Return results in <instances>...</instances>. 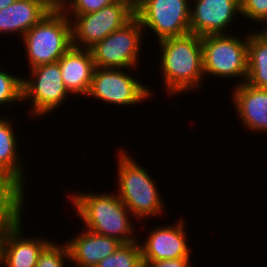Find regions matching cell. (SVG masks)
<instances>
[{
    "label": "cell",
    "mask_w": 267,
    "mask_h": 267,
    "mask_svg": "<svg viewBox=\"0 0 267 267\" xmlns=\"http://www.w3.org/2000/svg\"><path fill=\"white\" fill-rule=\"evenodd\" d=\"M161 70L169 94L200 87L203 73L201 36L188 33L159 41Z\"/></svg>",
    "instance_id": "cell-1"
},
{
    "label": "cell",
    "mask_w": 267,
    "mask_h": 267,
    "mask_svg": "<svg viewBox=\"0 0 267 267\" xmlns=\"http://www.w3.org/2000/svg\"><path fill=\"white\" fill-rule=\"evenodd\" d=\"M71 200L87 230L122 244L138 240L131 236L134 228L129 220L130 212L118 195L76 193Z\"/></svg>",
    "instance_id": "cell-2"
},
{
    "label": "cell",
    "mask_w": 267,
    "mask_h": 267,
    "mask_svg": "<svg viewBox=\"0 0 267 267\" xmlns=\"http://www.w3.org/2000/svg\"><path fill=\"white\" fill-rule=\"evenodd\" d=\"M126 151L118 156V196L136 219H145L163 211V202L149 173Z\"/></svg>",
    "instance_id": "cell-3"
},
{
    "label": "cell",
    "mask_w": 267,
    "mask_h": 267,
    "mask_svg": "<svg viewBox=\"0 0 267 267\" xmlns=\"http://www.w3.org/2000/svg\"><path fill=\"white\" fill-rule=\"evenodd\" d=\"M31 68L57 62L72 46L69 15L50 12L22 37Z\"/></svg>",
    "instance_id": "cell-4"
},
{
    "label": "cell",
    "mask_w": 267,
    "mask_h": 267,
    "mask_svg": "<svg viewBox=\"0 0 267 267\" xmlns=\"http://www.w3.org/2000/svg\"><path fill=\"white\" fill-rule=\"evenodd\" d=\"M203 51V73L217 77H242L247 80L248 36L240 40L237 36L212 34L201 37Z\"/></svg>",
    "instance_id": "cell-5"
},
{
    "label": "cell",
    "mask_w": 267,
    "mask_h": 267,
    "mask_svg": "<svg viewBox=\"0 0 267 267\" xmlns=\"http://www.w3.org/2000/svg\"><path fill=\"white\" fill-rule=\"evenodd\" d=\"M143 28L134 16L128 23L115 30L90 48L95 67L131 68L138 64Z\"/></svg>",
    "instance_id": "cell-6"
},
{
    "label": "cell",
    "mask_w": 267,
    "mask_h": 267,
    "mask_svg": "<svg viewBox=\"0 0 267 267\" xmlns=\"http://www.w3.org/2000/svg\"><path fill=\"white\" fill-rule=\"evenodd\" d=\"M135 16V12L122 2H114L98 11L70 15L74 47L90 49ZM82 45V46H80ZM84 45V47H83Z\"/></svg>",
    "instance_id": "cell-7"
},
{
    "label": "cell",
    "mask_w": 267,
    "mask_h": 267,
    "mask_svg": "<svg viewBox=\"0 0 267 267\" xmlns=\"http://www.w3.org/2000/svg\"><path fill=\"white\" fill-rule=\"evenodd\" d=\"M190 10L188 0H145L135 16L141 26L150 28L160 41L190 33Z\"/></svg>",
    "instance_id": "cell-8"
},
{
    "label": "cell",
    "mask_w": 267,
    "mask_h": 267,
    "mask_svg": "<svg viewBox=\"0 0 267 267\" xmlns=\"http://www.w3.org/2000/svg\"><path fill=\"white\" fill-rule=\"evenodd\" d=\"M33 77L22 79L23 100H32V114L42 116L63 103L69 94L58 62L30 68Z\"/></svg>",
    "instance_id": "cell-9"
},
{
    "label": "cell",
    "mask_w": 267,
    "mask_h": 267,
    "mask_svg": "<svg viewBox=\"0 0 267 267\" xmlns=\"http://www.w3.org/2000/svg\"><path fill=\"white\" fill-rule=\"evenodd\" d=\"M152 92L122 68H98L93 73L87 96L110 104L133 105L151 97Z\"/></svg>",
    "instance_id": "cell-10"
},
{
    "label": "cell",
    "mask_w": 267,
    "mask_h": 267,
    "mask_svg": "<svg viewBox=\"0 0 267 267\" xmlns=\"http://www.w3.org/2000/svg\"><path fill=\"white\" fill-rule=\"evenodd\" d=\"M236 13L240 14V0H195L190 10V33L201 37L225 34Z\"/></svg>",
    "instance_id": "cell-11"
},
{
    "label": "cell",
    "mask_w": 267,
    "mask_h": 267,
    "mask_svg": "<svg viewBox=\"0 0 267 267\" xmlns=\"http://www.w3.org/2000/svg\"><path fill=\"white\" fill-rule=\"evenodd\" d=\"M183 220L167 227H157L150 232L141 246L142 261H161L190 258Z\"/></svg>",
    "instance_id": "cell-12"
},
{
    "label": "cell",
    "mask_w": 267,
    "mask_h": 267,
    "mask_svg": "<svg viewBox=\"0 0 267 267\" xmlns=\"http://www.w3.org/2000/svg\"><path fill=\"white\" fill-rule=\"evenodd\" d=\"M22 222L0 233V265L6 267H36L47 239L23 238ZM5 264V265H4Z\"/></svg>",
    "instance_id": "cell-13"
},
{
    "label": "cell",
    "mask_w": 267,
    "mask_h": 267,
    "mask_svg": "<svg viewBox=\"0 0 267 267\" xmlns=\"http://www.w3.org/2000/svg\"><path fill=\"white\" fill-rule=\"evenodd\" d=\"M240 81L233 89V102L244 126L267 133V89Z\"/></svg>",
    "instance_id": "cell-14"
},
{
    "label": "cell",
    "mask_w": 267,
    "mask_h": 267,
    "mask_svg": "<svg viewBox=\"0 0 267 267\" xmlns=\"http://www.w3.org/2000/svg\"><path fill=\"white\" fill-rule=\"evenodd\" d=\"M57 62L68 92L86 96L96 68L90 49L72 46Z\"/></svg>",
    "instance_id": "cell-15"
},
{
    "label": "cell",
    "mask_w": 267,
    "mask_h": 267,
    "mask_svg": "<svg viewBox=\"0 0 267 267\" xmlns=\"http://www.w3.org/2000/svg\"><path fill=\"white\" fill-rule=\"evenodd\" d=\"M66 244L70 261L77 267H96L101 260L112 255L122 243L86 229Z\"/></svg>",
    "instance_id": "cell-16"
},
{
    "label": "cell",
    "mask_w": 267,
    "mask_h": 267,
    "mask_svg": "<svg viewBox=\"0 0 267 267\" xmlns=\"http://www.w3.org/2000/svg\"><path fill=\"white\" fill-rule=\"evenodd\" d=\"M51 11L42 0H17L0 9V33H21V37L39 24Z\"/></svg>",
    "instance_id": "cell-17"
},
{
    "label": "cell",
    "mask_w": 267,
    "mask_h": 267,
    "mask_svg": "<svg viewBox=\"0 0 267 267\" xmlns=\"http://www.w3.org/2000/svg\"><path fill=\"white\" fill-rule=\"evenodd\" d=\"M24 188L14 176L0 172V233L21 222Z\"/></svg>",
    "instance_id": "cell-18"
},
{
    "label": "cell",
    "mask_w": 267,
    "mask_h": 267,
    "mask_svg": "<svg viewBox=\"0 0 267 267\" xmlns=\"http://www.w3.org/2000/svg\"><path fill=\"white\" fill-rule=\"evenodd\" d=\"M246 83L267 89V29L248 35Z\"/></svg>",
    "instance_id": "cell-19"
},
{
    "label": "cell",
    "mask_w": 267,
    "mask_h": 267,
    "mask_svg": "<svg viewBox=\"0 0 267 267\" xmlns=\"http://www.w3.org/2000/svg\"><path fill=\"white\" fill-rule=\"evenodd\" d=\"M11 126L12 122L0 118V172L14 176L24 185V168L20 164L16 136Z\"/></svg>",
    "instance_id": "cell-20"
},
{
    "label": "cell",
    "mask_w": 267,
    "mask_h": 267,
    "mask_svg": "<svg viewBox=\"0 0 267 267\" xmlns=\"http://www.w3.org/2000/svg\"><path fill=\"white\" fill-rule=\"evenodd\" d=\"M142 252L136 242L121 244L112 254L101 260L96 267H142Z\"/></svg>",
    "instance_id": "cell-21"
},
{
    "label": "cell",
    "mask_w": 267,
    "mask_h": 267,
    "mask_svg": "<svg viewBox=\"0 0 267 267\" xmlns=\"http://www.w3.org/2000/svg\"><path fill=\"white\" fill-rule=\"evenodd\" d=\"M22 79L0 70V104L23 101Z\"/></svg>",
    "instance_id": "cell-22"
},
{
    "label": "cell",
    "mask_w": 267,
    "mask_h": 267,
    "mask_svg": "<svg viewBox=\"0 0 267 267\" xmlns=\"http://www.w3.org/2000/svg\"><path fill=\"white\" fill-rule=\"evenodd\" d=\"M66 259L70 261L67 244L58 245L50 242L41 252L36 267H64Z\"/></svg>",
    "instance_id": "cell-23"
},
{
    "label": "cell",
    "mask_w": 267,
    "mask_h": 267,
    "mask_svg": "<svg viewBox=\"0 0 267 267\" xmlns=\"http://www.w3.org/2000/svg\"><path fill=\"white\" fill-rule=\"evenodd\" d=\"M248 19L267 23V0H240V15Z\"/></svg>",
    "instance_id": "cell-24"
},
{
    "label": "cell",
    "mask_w": 267,
    "mask_h": 267,
    "mask_svg": "<svg viewBox=\"0 0 267 267\" xmlns=\"http://www.w3.org/2000/svg\"><path fill=\"white\" fill-rule=\"evenodd\" d=\"M114 2V0H72L64 13L67 16L69 15L68 12H70V14L72 12V15L87 14L98 11Z\"/></svg>",
    "instance_id": "cell-25"
},
{
    "label": "cell",
    "mask_w": 267,
    "mask_h": 267,
    "mask_svg": "<svg viewBox=\"0 0 267 267\" xmlns=\"http://www.w3.org/2000/svg\"><path fill=\"white\" fill-rule=\"evenodd\" d=\"M190 258H175L161 261H143L142 267H191Z\"/></svg>",
    "instance_id": "cell-26"
},
{
    "label": "cell",
    "mask_w": 267,
    "mask_h": 267,
    "mask_svg": "<svg viewBox=\"0 0 267 267\" xmlns=\"http://www.w3.org/2000/svg\"><path fill=\"white\" fill-rule=\"evenodd\" d=\"M51 12H64L72 0H42ZM70 1V2H69ZM68 3V5H67ZM66 7V8H65Z\"/></svg>",
    "instance_id": "cell-27"
},
{
    "label": "cell",
    "mask_w": 267,
    "mask_h": 267,
    "mask_svg": "<svg viewBox=\"0 0 267 267\" xmlns=\"http://www.w3.org/2000/svg\"><path fill=\"white\" fill-rule=\"evenodd\" d=\"M17 0H0V9H4L8 7L13 2H16Z\"/></svg>",
    "instance_id": "cell-28"
},
{
    "label": "cell",
    "mask_w": 267,
    "mask_h": 267,
    "mask_svg": "<svg viewBox=\"0 0 267 267\" xmlns=\"http://www.w3.org/2000/svg\"><path fill=\"white\" fill-rule=\"evenodd\" d=\"M115 2H122L129 6L134 11V0H114Z\"/></svg>",
    "instance_id": "cell-29"
},
{
    "label": "cell",
    "mask_w": 267,
    "mask_h": 267,
    "mask_svg": "<svg viewBox=\"0 0 267 267\" xmlns=\"http://www.w3.org/2000/svg\"><path fill=\"white\" fill-rule=\"evenodd\" d=\"M145 0H134V12L137 11L139 5Z\"/></svg>",
    "instance_id": "cell-30"
}]
</instances>
